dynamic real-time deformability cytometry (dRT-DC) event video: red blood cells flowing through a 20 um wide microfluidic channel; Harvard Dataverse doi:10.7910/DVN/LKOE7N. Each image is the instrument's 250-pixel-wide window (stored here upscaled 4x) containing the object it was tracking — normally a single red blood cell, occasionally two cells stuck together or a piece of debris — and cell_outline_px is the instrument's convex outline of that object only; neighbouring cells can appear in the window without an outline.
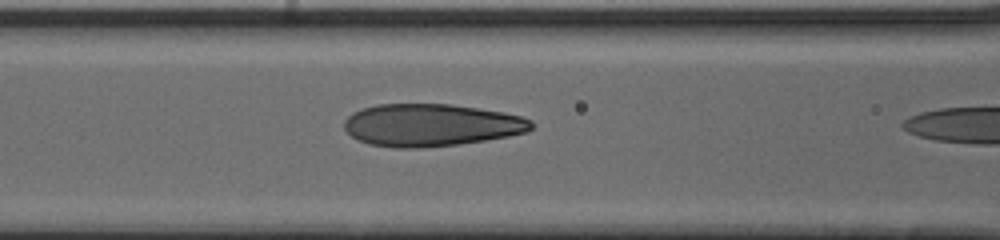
{"species": "human", "species_latin": "Homo sapiens", "temperature_condition": "cold", "stored_images_in_passage": 23, "camera_frame_rate_fps": 3000, "um_per_image_px": 0.085, "donor": {"sex": "male"}, "frame": {"image": 1, "passage_image": 22, "time_ms": 7.0, "image_size_px": [1000, 240], "cell_outline_px": [[532, 128], [528, 132], [508, 136], [484, 140], [456, 144], [420, 148], [392, 148], [368, 144], [356, 140], [344, 128], [344, 120], [352, 112], [376, 104], [452, 104], [504, 112], [520, 116], [532, 120]], "centroid_in_image_um": [36.61, 10.63], "position_along_channel_um": 130.0, "area_um2": 46.41}}